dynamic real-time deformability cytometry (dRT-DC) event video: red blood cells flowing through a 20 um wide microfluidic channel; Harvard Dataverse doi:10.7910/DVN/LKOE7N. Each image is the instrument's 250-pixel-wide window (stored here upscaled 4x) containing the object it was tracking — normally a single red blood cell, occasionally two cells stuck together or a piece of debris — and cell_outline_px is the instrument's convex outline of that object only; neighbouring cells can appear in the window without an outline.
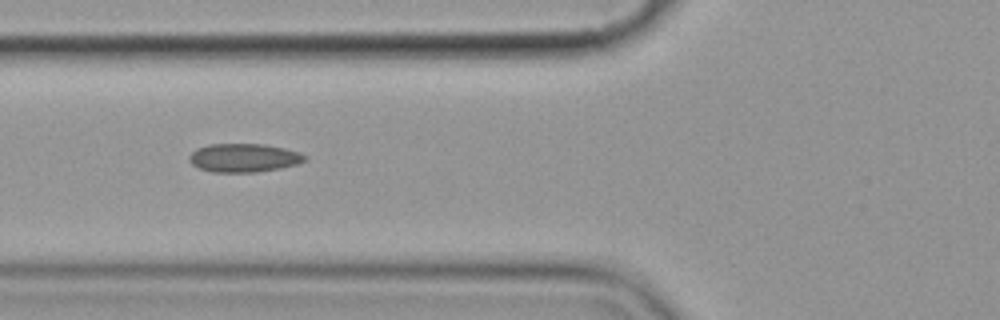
{"species": "common noctule bat (a hibernating species)", "species_latin": "Nyctalus noctula", "temperature_condition": "cold", "stored_images_in_passage": 12, "camera_frame_rate_fps": 3000, "um_per_image_px": 0.085, "animal": {"sex": "female", "body_mass_g": 19.9}, "frame": {"image": 1, "passage_image": 3, "time_ms": 2.333, "image_size_px": [1000, 320], "cell_outline_px": [[308, 160], [296, 164], [280, 168], [256, 172], [212, 172], [200, 168], [192, 164], [188, 160], [188, 156], [196, 148], [208, 144], [264, 144], [284, 148], [300, 152], [308, 156]], "centroid_in_image_um": [20.73, 13.41], "position_along_channel_um": 105.1, "area_um2": 19.36}}
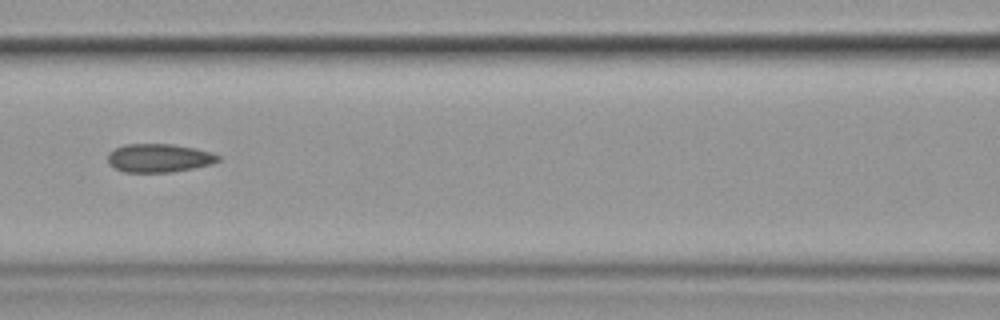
{"frame": {"image": 2, "passage_image": 4, "time_ms": 3.667, "image_size_px": [1000, 320], "cell_outline_px": [[220, 160], [208, 164], [192, 168], [172, 172], [124, 172], [108, 164], [108, 152], [124, 144], [172, 144], [196, 148], [212, 152], [220, 156]], "centroid_in_image_um": [13.5, 13.42], "position_along_channel_um": 153.1, "area_um2": 18.26}}
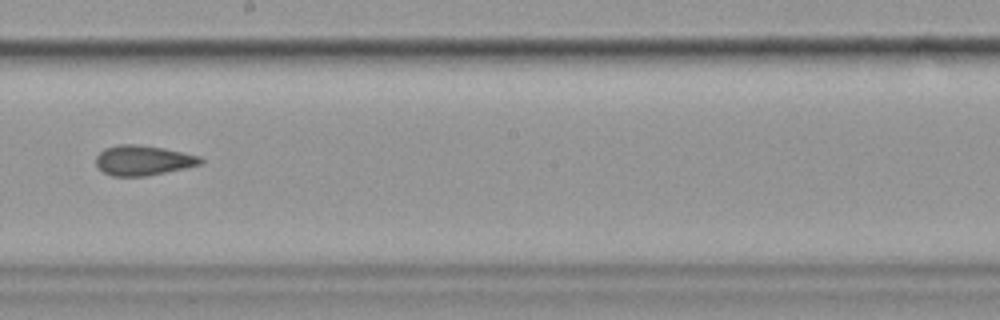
{"frame": {"image": 3, "passage_image": 6, "time_ms": 6.0, "image_size_px": [1000, 320], "cell_outline_px": [[204, 164], [144, 176], [112, 176], [104, 172], [96, 164], [96, 156], [104, 148], [120, 144], [140, 144], [164, 148], [200, 156], [204, 160]], "centroid_in_image_um": [12.18, 13.62], "position_along_channel_um": 236.0, "area_um2": 18.26}, "authors_computed_cell_mechanics": {"area_um2": 18.5538, "velocity_mm_per_s": 3.5838, "shape_relaxation_time_tau1_ms": 7.6014, "shape_relaxation_time_tau2_ms": 2.2949, "deformation_change_tau1": 0.1021, "deformation_change_tau2": 0.0692}}